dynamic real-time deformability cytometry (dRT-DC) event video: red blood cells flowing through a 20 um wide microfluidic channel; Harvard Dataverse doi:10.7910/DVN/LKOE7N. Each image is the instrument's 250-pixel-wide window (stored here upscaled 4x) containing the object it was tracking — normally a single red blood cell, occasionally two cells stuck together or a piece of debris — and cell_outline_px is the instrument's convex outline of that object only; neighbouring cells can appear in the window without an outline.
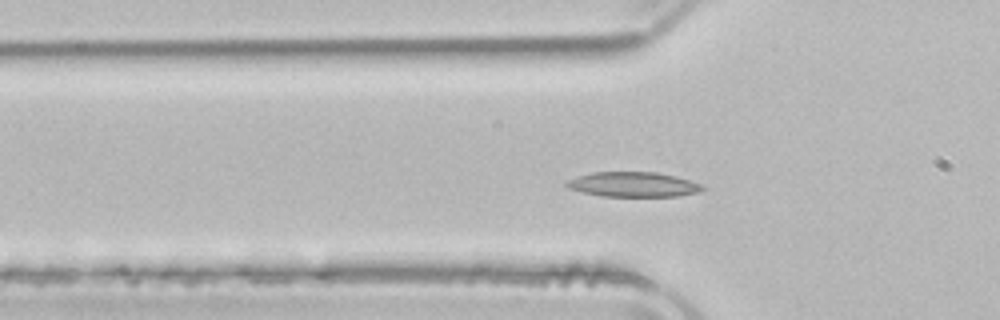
{"species": "common noctule bat (a hibernating species)", "species_latin": "Nyctalus noctula", "temperature_condition": "room temperature", "stored_images_in_passage": 41, "camera_frame_rate_fps": 3000, "um_per_image_px": 0.085, "animal": {"sex": "male", "body_mass_g": 21.5, "forearm_length_mm": 52.0}, "frame": {"image": 1, "passage_image": 5, "time_ms": 1.333, "image_size_px": [1000, 320], "cell_outline_px": [[708, 188], [696, 192], [676, 196], [600, 196], [568, 188], [564, 184], [568, 180], [592, 172], [656, 172], [676, 176], [700, 184]], "centroid_in_image_um": [53.82, 15.67], "position_along_channel_um": 72.0, "area_um2": 19.48}}
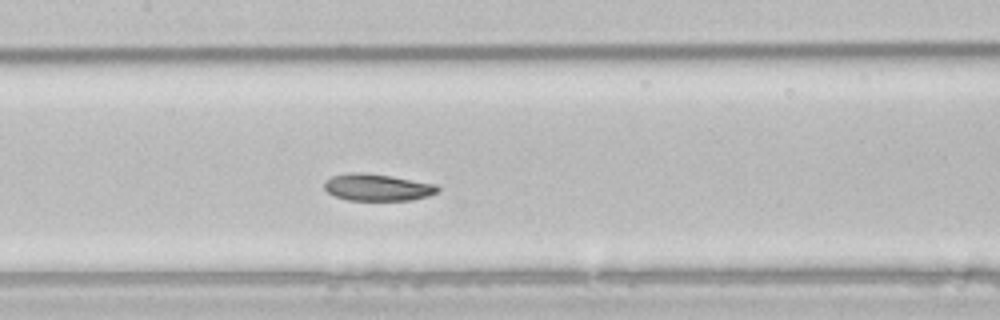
{"frame": {"image": 2, "passage_image": 13, "time_ms": 4.0, "image_size_px": [1000, 320], "cell_outline_px": [[440, 188], [436, 192], [428, 196], [412, 200], [348, 200], [336, 196], [328, 192], [324, 188], [324, 184], [332, 176], [348, 172], [360, 172], [392, 176], [436, 184]], "centroid_in_image_um": [32.09, 15.92], "position_along_channel_um": 175.3, "area_um2": 17.69}}
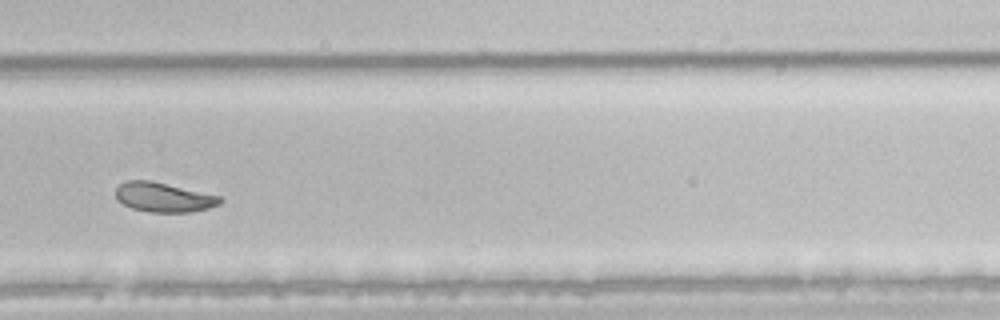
{"frame": {"image": 3, "passage_image": 24, "time_ms": 7.667, "image_size_px": [1000, 320], "cell_outline_px": [[224, 200], [220, 204], [208, 208], [188, 212], [148, 212], [132, 208], [116, 200], [116, 188], [120, 184], [128, 180], [148, 180], [220, 196]], "centroid_in_image_um": [13.89, 16.77], "position_along_channel_um": 315.9, "area_um2": 17.74}, "authors_computed_cell_mechanics": {"area_um2": 18.6116, "velocity_mm_per_s": 3.8488, "shape_relaxation_time_tau1_ms": 4.0616, "shape_relaxation_time_tau2_ms": 2.4168, "deformation_change_tau1": 0.1112, "deformation_change_tau2": 0.068}}